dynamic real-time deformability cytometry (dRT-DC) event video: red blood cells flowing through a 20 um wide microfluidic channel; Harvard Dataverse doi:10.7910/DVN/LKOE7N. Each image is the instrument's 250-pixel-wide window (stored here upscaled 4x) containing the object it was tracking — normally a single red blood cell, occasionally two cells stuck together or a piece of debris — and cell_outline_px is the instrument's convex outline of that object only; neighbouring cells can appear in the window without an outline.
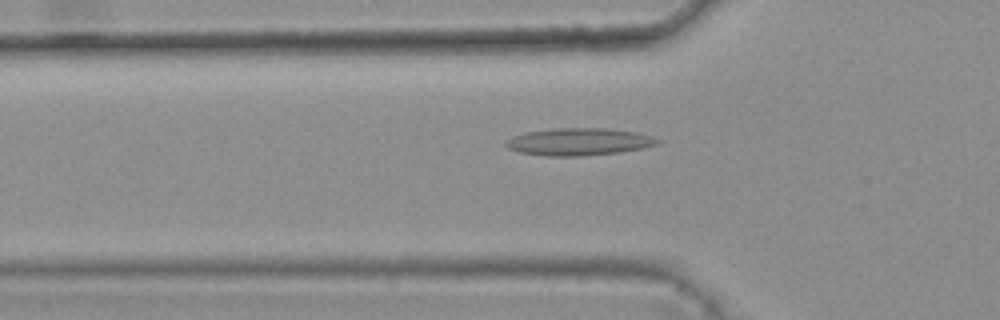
{"species": "common noctule bat (a hibernating species)", "species_latin": "Nyctalus noctula", "temperature_condition": "warm", "stored_images_in_passage": 47, "camera_frame_rate_fps": 3000, "um_per_image_px": 0.085, "animal": {"sex": "female", "body_mass_g": 25.1}, "frame": {"image": 1, "passage_image": 17, "time_ms": 5.333, "image_size_px": [1000, 320], "cell_outline_px": [[660, 140], [656, 144], [640, 148], [620, 152], [580, 156], [544, 156], [520, 152], [508, 148], [504, 144], [512, 136], [524, 132], [552, 128], [604, 128], [636, 132], [652, 136]], "centroid_in_image_um": [49.15, 12.04], "position_along_channel_um": 76.6, "area_um2": 24.04}}
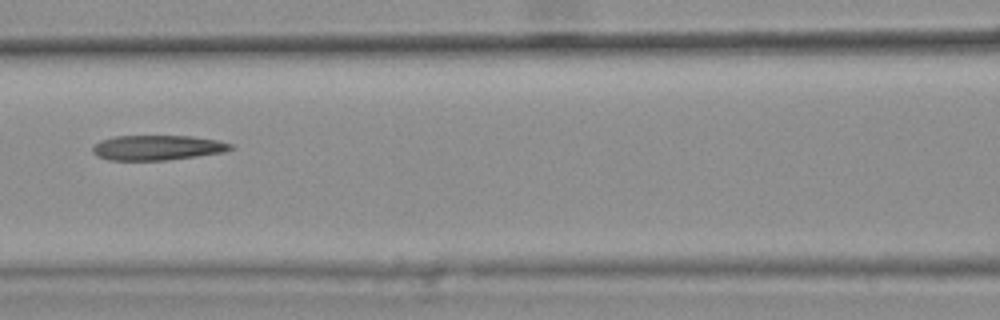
{"frame": {"image": 2, "passage_image": 23, "time_ms": 7.333, "image_size_px": [1000, 320], "cell_outline_px": [[236, 148], [224, 152], [196, 156], [164, 160], [108, 160], [96, 156], [92, 152], [92, 148], [100, 140], [112, 136], [192, 136], [216, 140], [232, 144]], "centroid_in_image_um": [13.36, 12.55], "position_along_channel_um": 153.2, "area_um2": 20.11}}
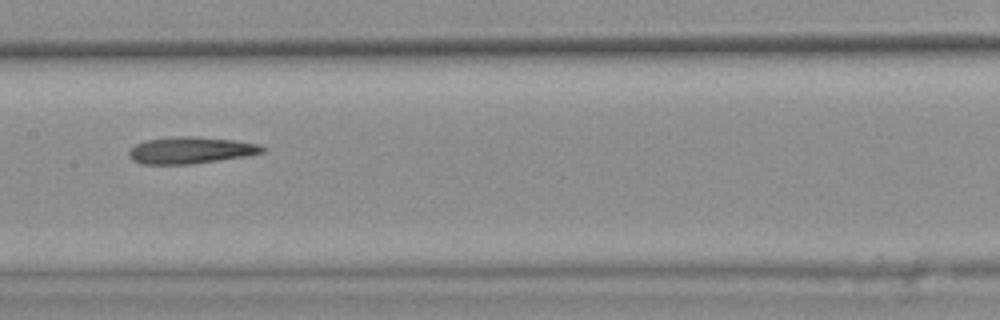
{"frame": {"image": 3, "passage_image": 26, "time_ms": 8.333, "image_size_px": [1000, 320], "cell_outline_px": [[268, 148], [264, 152], [248, 156], [192, 164], [140, 164], [132, 160], [128, 156], [128, 152], [136, 144], [144, 140], [172, 136], [196, 136], [236, 140], [260, 144]], "centroid_in_image_um": [16.24, 12.76], "position_along_channel_um": 191.2, "area_um2": 21.21}, "authors_computed_cell_mechanics": {"area_um2": 21.0392, "velocity_mm_per_s": 3.8049, "shape_relaxation_time_tau1_ms": null, "shape_relaxation_time_tau2_ms": 8.1397, "deformation_change_tau1": null, "deformation_change_tau2": 0.226}}